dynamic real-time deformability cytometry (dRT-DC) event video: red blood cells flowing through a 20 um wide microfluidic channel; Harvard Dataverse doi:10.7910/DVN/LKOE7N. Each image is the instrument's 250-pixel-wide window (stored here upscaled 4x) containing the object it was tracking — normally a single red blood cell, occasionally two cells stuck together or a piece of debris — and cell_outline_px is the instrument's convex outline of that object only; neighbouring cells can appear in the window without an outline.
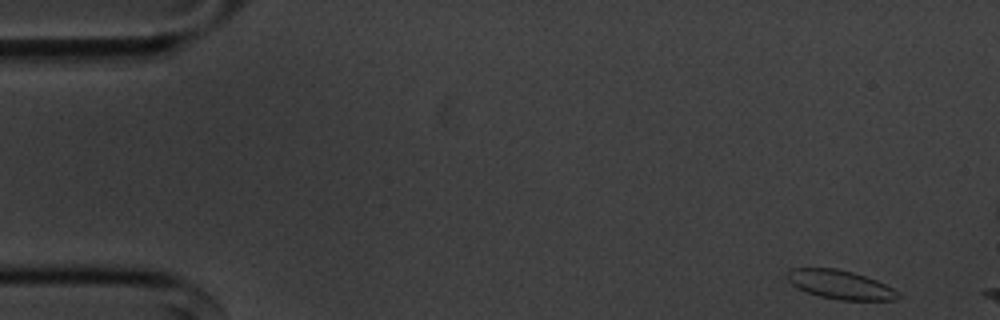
{"species": "common noctule bat (a hibernating species)", "species_latin": "Nyctalus noctula", "temperature_condition": "cold", "stored_images_in_passage": 10, "camera_frame_rate_fps": 3000, "um_per_image_px": 0.085, "animal": {"sex": "male", "body_mass_g": 20.1, "forearm_length_mm": 53.5}, "frame": {"image": 1, "passage_image": 1, "time_ms": 0.0, "image_size_px": [1000, 320], "cell_outline_px": [[900, 296], [896, 300], [840, 300], [820, 296], [808, 292], [792, 284], [788, 280], [788, 268], [836, 268], [852, 272], [876, 280], [900, 292]], "centroid_in_image_um": [71.44, 24.19], "position_along_channel_um": 13.6, "area_um2": 18.38}}